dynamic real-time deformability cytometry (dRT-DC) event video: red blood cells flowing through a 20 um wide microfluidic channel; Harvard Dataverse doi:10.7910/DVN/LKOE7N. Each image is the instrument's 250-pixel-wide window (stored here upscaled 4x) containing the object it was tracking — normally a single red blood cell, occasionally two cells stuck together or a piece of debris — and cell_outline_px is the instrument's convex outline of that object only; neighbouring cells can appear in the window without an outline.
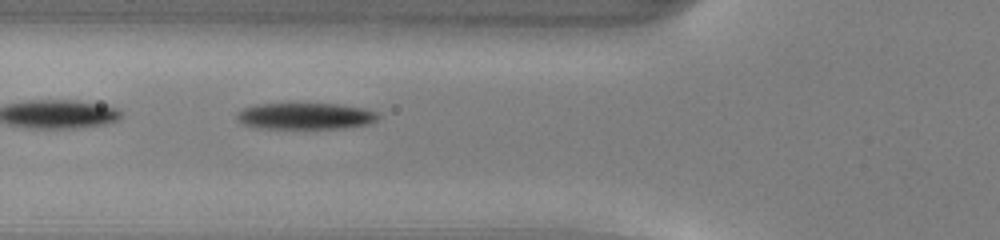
{"species": "common noctule bat (a hibernating species)", "species_latin": "Nyctalus noctula", "temperature_condition": "warm", "stored_images_in_passage": 34, "camera_frame_rate_fps": 3000, "um_per_image_px": 0.085, "animal": {"sex": "male", "body_mass_g": 13.0, "forearm_length_mm": 53.1}, "frame": {"image": 1, "passage_image": 4, "time_ms": 1.0, "image_size_px": [1000, 240], "cell_outline_px": [[380, 116], [376, 120], [368, 124], [340, 128], [260, 128], [244, 124], [236, 120], [236, 112], [244, 108], [256, 104], [336, 104], [364, 108], [380, 112]], "centroid_in_image_um": [25.96, 9.86], "position_along_channel_um": 99.8, "area_um2": 21.73}}
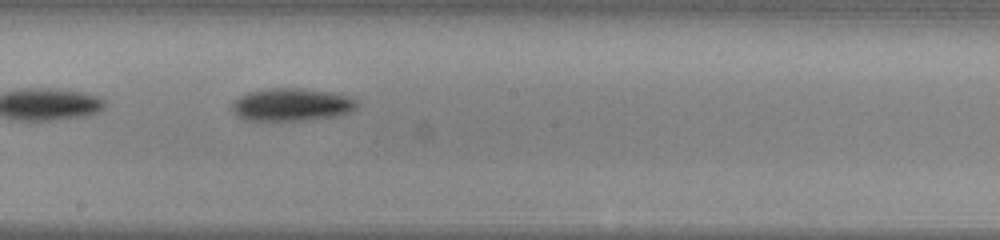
{"frame": {"image": 2, "passage_image": 13, "time_ms": 4.0, "image_size_px": [1000, 240], "cell_outline_px": [[356, 108], [348, 112], [336, 116], [304, 120], [244, 120], [236, 116], [232, 108], [232, 100], [248, 92], [268, 88], [304, 88], [336, 92], [348, 96], [356, 100]], "centroid_in_image_um": [24.76, 8.88], "position_along_channel_um": 223.4, "area_um2": 23.99}}
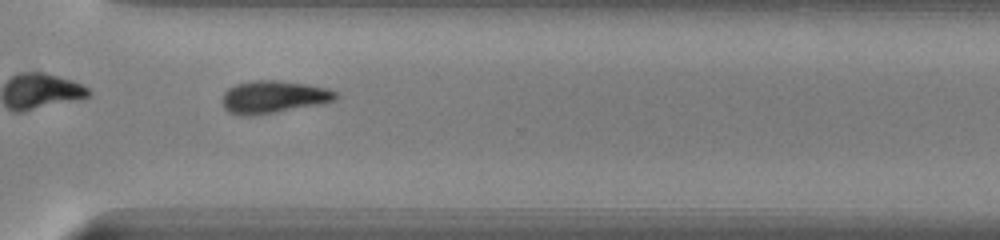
{"frame": {"image": 3, "passage_image": 22, "time_ms": 7.0, "image_size_px": [1000, 240], "cell_outline_px": [[340, 96], [336, 100], [324, 104], [256, 116], [240, 116], [228, 112], [224, 108], [220, 100], [224, 92], [228, 88], [236, 84], [252, 80], [276, 80], [308, 84], [328, 88], [336, 92]], "centroid_in_image_um": [23.25, 8.26], "position_along_channel_um": 347.3, "area_um2": 22.2}, "authors_computed_cell_mechanics": {"area_um2": 22.9177, "velocity_mm_per_s": 4.1236, "shape_relaxation_time_tau1_ms": 1.8602, "shape_relaxation_time_tau2_ms": null, "deformation_change_tau1": 0.1372, "deformation_change_tau2": null}}